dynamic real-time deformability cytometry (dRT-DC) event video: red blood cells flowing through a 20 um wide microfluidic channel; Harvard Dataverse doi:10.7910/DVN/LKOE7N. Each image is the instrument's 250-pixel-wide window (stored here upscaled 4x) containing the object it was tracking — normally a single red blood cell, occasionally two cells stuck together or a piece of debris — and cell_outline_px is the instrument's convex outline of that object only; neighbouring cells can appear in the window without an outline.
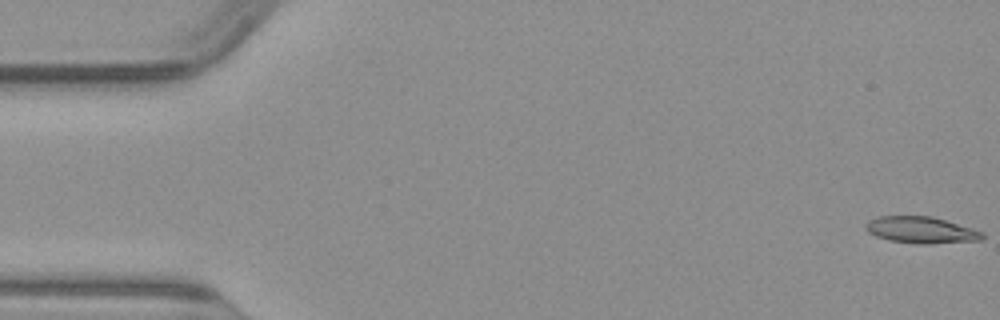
{"species": "common noctule bat (a hibernating species)", "species_latin": "Nyctalus noctula", "temperature_condition": "warm", "stored_images_in_passage": 8, "camera_frame_rate_fps": 3000, "um_per_image_px": 0.085, "animal": {"sex": "male", "body_mass_g": 23.1, "forearm_length_mm": 52.7}, "frame": {"image": 1, "passage_image": 1, "time_ms": 0.0, "image_size_px": [1000, 320], "cell_outline_px": [[984, 236], [980, 240], [924, 244], [916, 244], [888, 240], [876, 236], [868, 232], [864, 228], [864, 224], [868, 220], [880, 216], [932, 216], [972, 228], [984, 232]], "centroid_in_image_um": [78.26, 19.55], "position_along_channel_um": 6.7, "area_um2": 18.09}}